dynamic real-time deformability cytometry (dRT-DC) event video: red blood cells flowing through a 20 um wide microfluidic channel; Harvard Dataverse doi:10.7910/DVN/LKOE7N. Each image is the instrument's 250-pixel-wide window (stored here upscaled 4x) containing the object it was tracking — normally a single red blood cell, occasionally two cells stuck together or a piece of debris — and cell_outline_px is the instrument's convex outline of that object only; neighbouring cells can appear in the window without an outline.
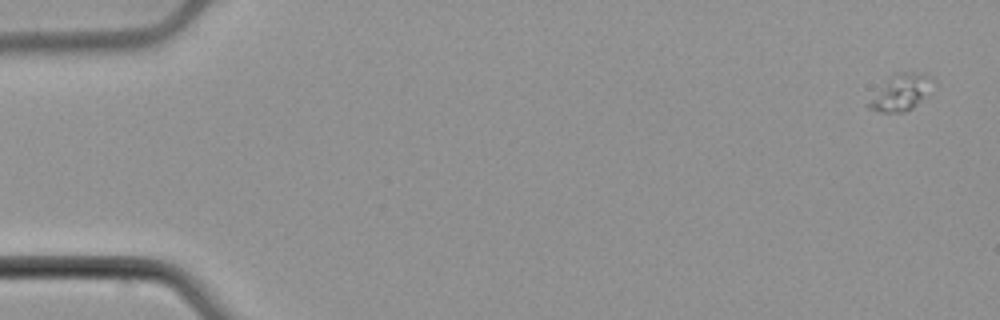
{"species": "common noctule bat (a hibernating species)", "species_latin": "Nyctalus noctula", "temperature_condition": "cold", "stored_images_in_passage": 6, "camera_frame_rate_fps": 3000, "um_per_image_px": 0.085, "animal": {"sex": "male", "body_mass_g": 21.5, "forearm_length_mm": 52.0}, "frame": {"image": 1, "passage_image": 1, "time_ms": 0.0, "image_size_px": [1000, 320], "cell_outline_px": [[936, 84], [912, 108], [900, 112], [880, 112], [868, 108], [864, 104], [896, 72], [924, 72], [932, 76], [936, 80]], "centroid_in_image_um": [76.62, 7.83], "position_along_channel_um": 8.4, "area_um2": 13.53}}